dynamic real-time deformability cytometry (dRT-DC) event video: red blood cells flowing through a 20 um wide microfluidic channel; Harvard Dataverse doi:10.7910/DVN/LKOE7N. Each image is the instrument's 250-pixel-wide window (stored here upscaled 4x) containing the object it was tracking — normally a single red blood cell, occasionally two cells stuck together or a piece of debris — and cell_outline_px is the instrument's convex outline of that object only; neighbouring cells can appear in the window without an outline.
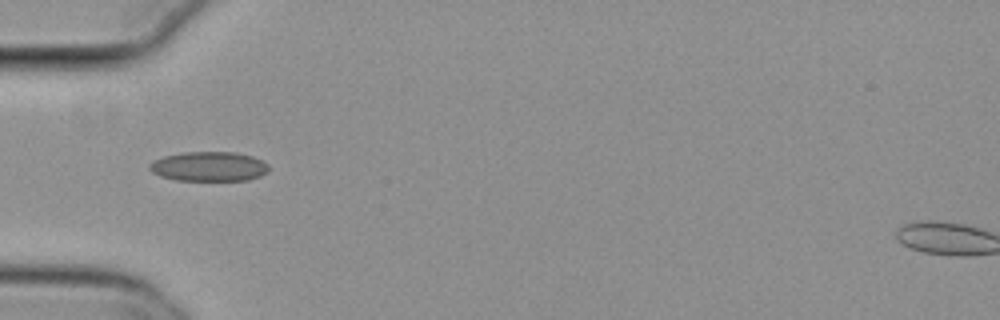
{"species": "common noctule bat (a hibernating species)", "species_latin": "Nyctalus noctula", "temperature_condition": "cold", "stored_images_in_passage": 12, "camera_frame_rate_fps": 3000, "um_per_image_px": 0.085, "animal": {"sex": "female", "body_mass_g": 29.2, "forearm_length_mm": 56.3}, "frame": {"image": 1, "passage_image": 1, "time_ms": 0.0, "image_size_px": [1000, 320], "cell_outline_px": [[268, 172], [260, 176], [248, 180], [176, 180], [160, 176], [152, 172], [148, 168], [148, 164], [164, 156], [184, 152], [236, 152], [252, 156], [268, 164]], "centroid_in_image_um": [17.76, 14.15], "position_along_channel_um": 67.2, "area_um2": 20.52}}